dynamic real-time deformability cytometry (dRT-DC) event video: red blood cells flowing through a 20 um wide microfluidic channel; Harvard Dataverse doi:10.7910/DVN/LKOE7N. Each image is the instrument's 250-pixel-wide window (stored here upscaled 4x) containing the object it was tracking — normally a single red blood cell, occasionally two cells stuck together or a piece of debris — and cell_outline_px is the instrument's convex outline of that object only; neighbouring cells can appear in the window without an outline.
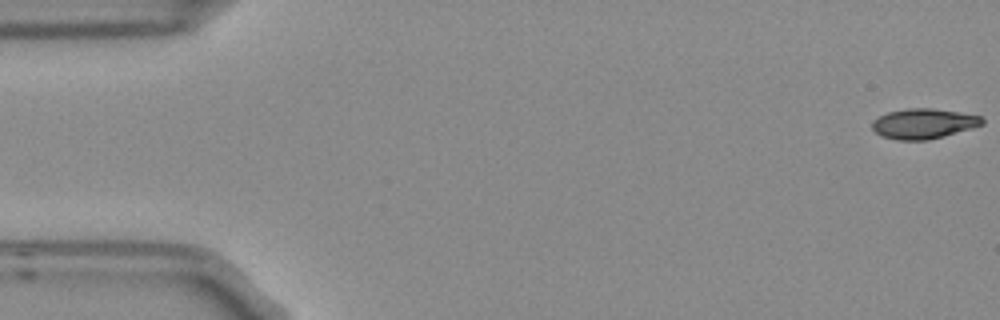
{"species": "Egyptian fruit bat (a non-hibernating species)", "species_latin": "Rousettus aegyptiacus", "temperature_condition": "room temperature", "stored_images_in_passage": 4, "camera_frame_rate_fps": 3000, "um_per_image_px": 0.085, "frame": {"image": 1, "passage_image": 1, "time_ms": 0.0, "image_size_px": [1000, 320], "cell_outline_px": [[984, 124], [972, 128], [944, 136], [928, 140], [896, 140], [880, 136], [872, 128], [872, 120], [888, 112], [908, 108], [932, 108], [960, 112], [984, 116]], "centroid_in_image_um": [78.52, 10.51], "position_along_channel_um": 6.5, "area_um2": 19.48}}
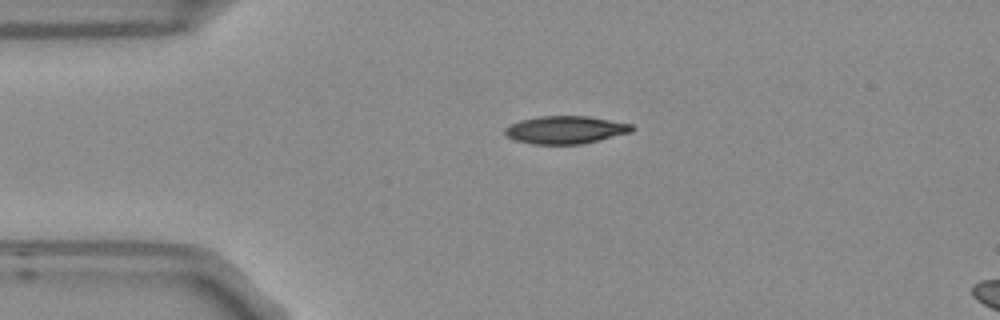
{"frame": {"image": 2, "passage_image": 4, "time_ms": 1.0, "image_size_px": [1000, 320], "cell_outline_px": [[636, 128], [632, 132], [580, 144], [532, 144], [516, 140], [508, 136], [504, 132], [504, 128], [520, 120], [540, 116], [588, 116], [632, 124]], "centroid_in_image_um": [48.08, 11.03], "position_along_channel_um": 36.9, "area_um2": 20.4}}